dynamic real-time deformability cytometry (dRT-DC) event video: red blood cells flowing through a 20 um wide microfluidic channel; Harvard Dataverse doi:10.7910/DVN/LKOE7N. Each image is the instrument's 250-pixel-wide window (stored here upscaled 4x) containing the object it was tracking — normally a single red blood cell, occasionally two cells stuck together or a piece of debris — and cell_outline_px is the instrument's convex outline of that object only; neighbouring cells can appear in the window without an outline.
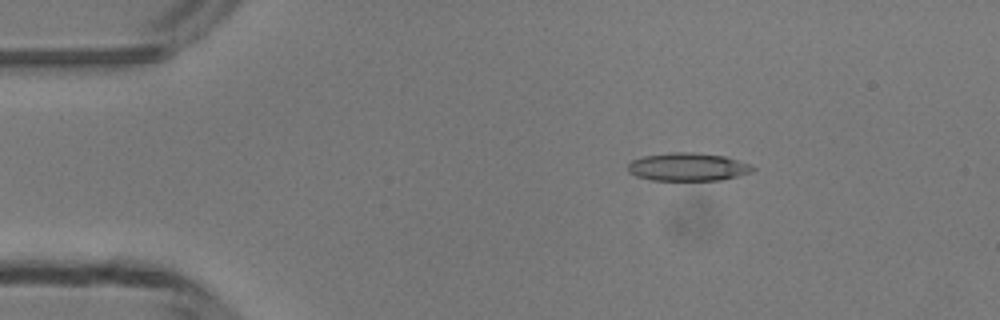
{"species": "common noctule bat (a hibernating species)", "species_latin": "Nyctalus noctula", "temperature_condition": "room temperature", "stored_images_in_passage": 48, "camera_frame_rate_fps": 3000, "um_per_image_px": 0.085, "animal": {"sex": "male", "body_mass_g": 13.3}, "frame": {"image": 1, "passage_image": 8, "time_ms": 2.333, "image_size_px": [1000, 320], "cell_outline_px": [[756, 168], [752, 172], [720, 180], [652, 180], [636, 176], [628, 172], [628, 164], [632, 160], [644, 156], [668, 152], [692, 152], [724, 156], [748, 164]], "centroid_in_image_um": [58.43, 14.18], "position_along_channel_um": 26.6, "area_um2": 20.29}}
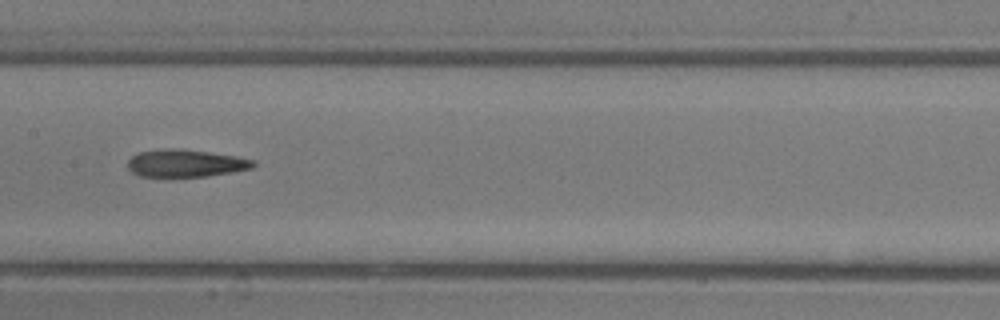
{"frame": {"image": 2, "passage_image": 24, "time_ms": 7.667, "image_size_px": [1000, 320], "cell_outline_px": [[256, 164], [252, 168], [232, 172], [208, 176], [140, 176], [132, 172], [128, 168], [128, 160], [132, 156], [140, 152], [164, 148], [172, 148], [208, 152], [236, 156], [256, 160]], "centroid_in_image_um": [15.8, 13.87], "position_along_channel_um": 191.6, "area_um2": 19.94}}
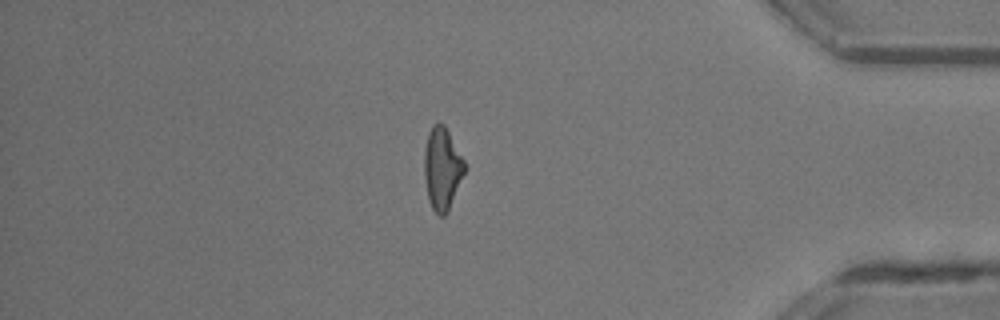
{"frame": {"image": 3, "passage_image": 41, "time_ms": 13.333, "image_size_px": [1000, 320], "cell_outline_px": [[468, 168], [448, 212], [444, 216], [440, 216], [432, 208], [428, 200], [424, 176], [424, 152], [428, 132], [432, 124], [444, 124], [464, 160]], "centroid_in_image_um": [37.6, 14.36], "position_along_channel_um": 397.6, "area_um2": 19.65}, "authors_computed_cell_mechanics": {"area_um2": 20.0277, "velocity_mm_per_s": 4.268, "shape_relaxation_time_tau1_ms": null, "shape_relaxation_time_tau2_ms": 8.7778, "deformation_change_tau1": null, "deformation_change_tau2": 0.2824}}